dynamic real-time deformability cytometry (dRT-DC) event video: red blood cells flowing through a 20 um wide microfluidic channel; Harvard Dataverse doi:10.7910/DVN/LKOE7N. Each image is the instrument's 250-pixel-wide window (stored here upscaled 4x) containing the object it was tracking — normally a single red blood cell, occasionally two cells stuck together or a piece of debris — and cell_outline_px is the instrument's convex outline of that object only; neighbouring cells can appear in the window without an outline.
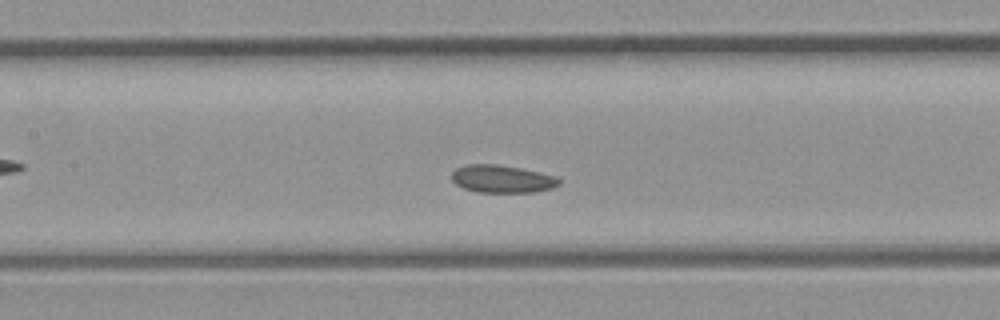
{"species": "common noctule bat (a hibernating species)", "species_latin": "Nyctalus noctula", "temperature_condition": "room temperature", "stored_images_in_passage": 28, "camera_frame_rate_fps": 3000, "um_per_image_px": 0.085, "animal": {"sex": "male", "body_mass_g": 23.1, "forearm_length_mm": 52.7}, "frame": {"image": 1, "passage_image": 9, "time_ms": 2.667, "image_size_px": [1000, 320], "cell_outline_px": [[560, 184], [552, 188], [536, 192], [476, 192], [464, 188], [456, 184], [452, 180], [452, 172], [456, 168], [468, 164], [496, 164], [520, 168], [556, 176], [560, 180]], "centroid_in_image_um": [42.68, 15.21], "position_along_channel_um": 164.7, "area_um2": 17.28}}
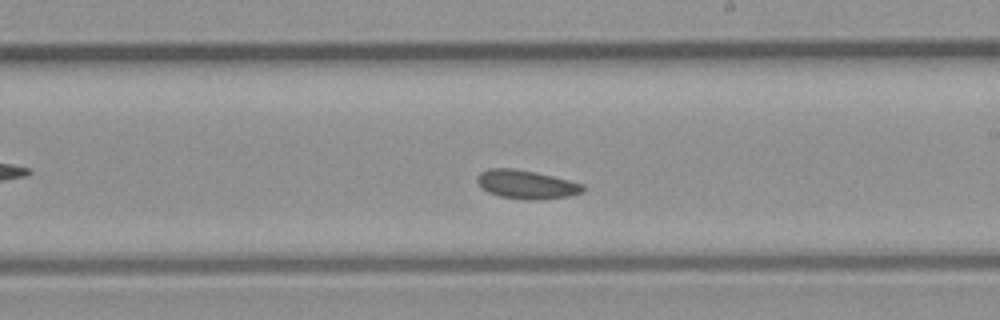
{"frame": {"image": 2, "passage_image": 13, "time_ms": 4.0, "image_size_px": [1000, 320], "cell_outline_px": [[584, 192], [568, 196], [536, 200], [500, 196], [488, 192], [476, 180], [476, 176], [480, 172], [488, 168], [512, 168], [536, 172], [584, 184]], "centroid_in_image_um": [44.74, 15.66], "position_along_channel_um": 244.3, "area_um2": 17.46}}